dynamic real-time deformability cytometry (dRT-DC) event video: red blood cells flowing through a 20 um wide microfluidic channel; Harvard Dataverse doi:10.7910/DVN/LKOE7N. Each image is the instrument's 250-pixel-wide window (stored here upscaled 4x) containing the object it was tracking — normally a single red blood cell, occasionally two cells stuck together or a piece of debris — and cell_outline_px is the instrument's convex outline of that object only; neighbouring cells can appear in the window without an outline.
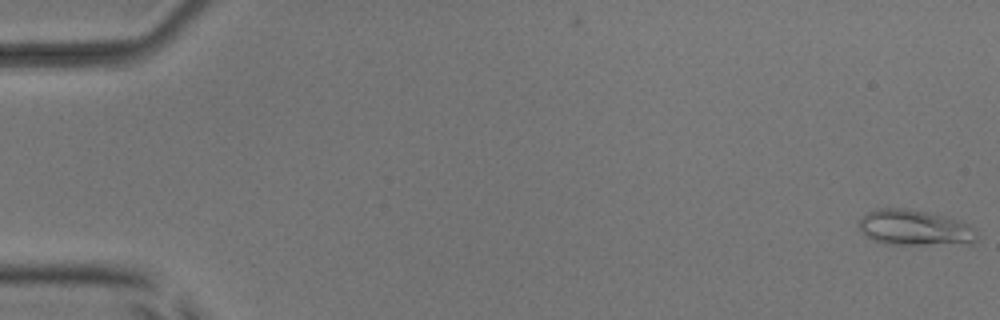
{"species": "common noctule bat (a hibernating species)", "species_latin": "Nyctalus noctula", "temperature_condition": "room temperature", "stored_images_in_passage": 7, "camera_frame_rate_fps": 3000, "um_per_image_px": 0.085, "animal": {"sex": "male", "body_mass_g": 17.9, "forearm_length_mm": 54.2}, "frame": {"image": 1, "passage_image": 1, "time_ms": 0.0, "image_size_px": [1000, 320], "cell_outline_px": [[976, 240], [972, 244], [888, 244], [872, 240], [864, 236], [860, 228], [860, 220], [868, 212], [876, 208], [904, 208], [944, 216], [968, 224], [976, 228]], "centroid_in_image_um": [77.75, 19.37], "position_along_channel_um": 7.2, "area_um2": 24.33}}
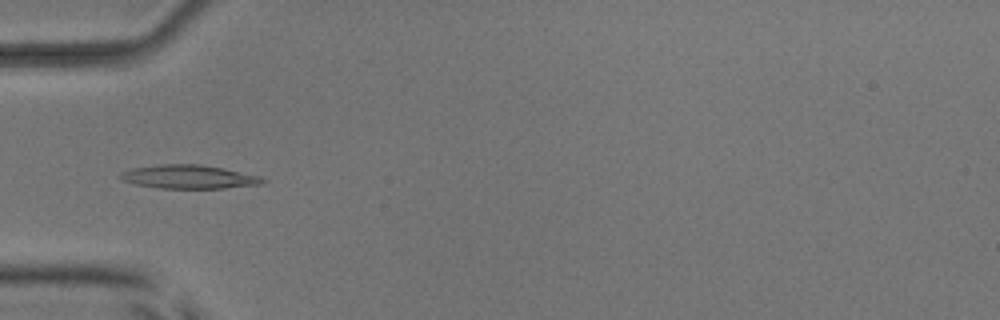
{"frame": {"image": 2, "passage_image": 6, "time_ms": 5.667, "image_size_px": [1000, 320], "cell_outline_px": [[268, 180], [264, 184], [224, 188], [160, 188], [136, 184], [124, 180], [116, 176], [120, 172], [132, 168], [160, 164], [200, 164], [260, 176]], "centroid_in_image_um": [16.05, 15.03], "position_along_channel_um": 69.0, "area_um2": 19.54}}
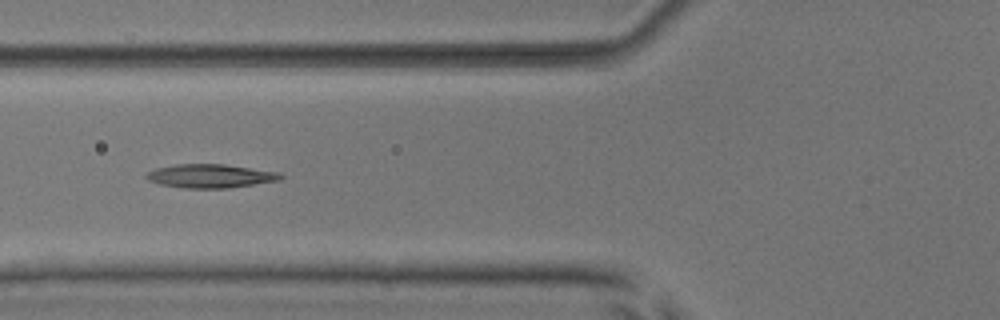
{"frame": {"image": 3, "passage_image": 7, "time_ms": 6.667, "image_size_px": [1000, 320], "cell_outline_px": [[284, 176], [280, 180], [228, 188], [184, 188], [160, 184], [148, 180], [144, 176], [148, 172], [156, 168], [176, 164], [224, 164], [280, 172]], "centroid_in_image_um": [17.89, 14.96], "position_along_channel_um": 107.9, "area_um2": 18.5}}